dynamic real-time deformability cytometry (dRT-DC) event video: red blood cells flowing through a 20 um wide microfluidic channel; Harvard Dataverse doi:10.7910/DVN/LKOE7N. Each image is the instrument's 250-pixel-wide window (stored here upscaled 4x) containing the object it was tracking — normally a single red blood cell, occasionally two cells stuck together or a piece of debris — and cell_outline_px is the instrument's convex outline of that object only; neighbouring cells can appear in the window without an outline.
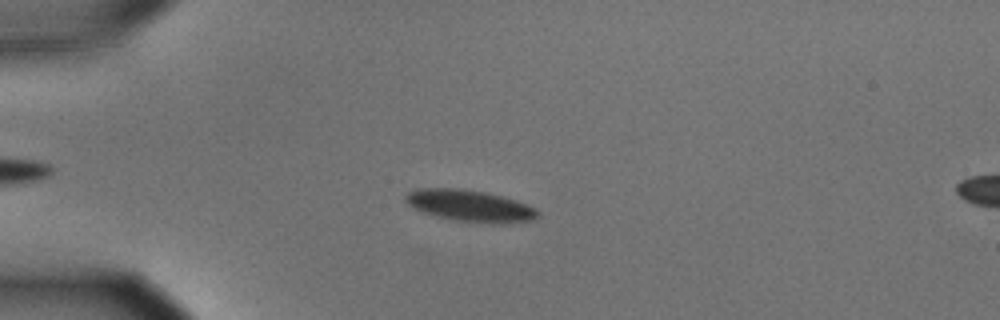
{"species": "common noctule bat (a hibernating species)", "species_latin": "Nyctalus noctula", "temperature_condition": "cold", "stored_images_in_passage": 43, "camera_frame_rate_fps": 3000, "um_per_image_px": 0.085, "animal": {"sex": "male", "body_mass_g": 15.6}, "frame": {"image": 1, "passage_image": 1, "time_ms": 0.0, "image_size_px": [1000, 320], "cell_outline_px": [[540, 216], [532, 220], [508, 224], [492, 224], [452, 220], [420, 212], [408, 204], [404, 200], [404, 196], [408, 192], [416, 188], [460, 188], [484, 192], [516, 200], [536, 208], [540, 212]], "centroid_in_image_um": [39.95, 17.51], "position_along_channel_um": 45.1, "area_um2": 24.8}}
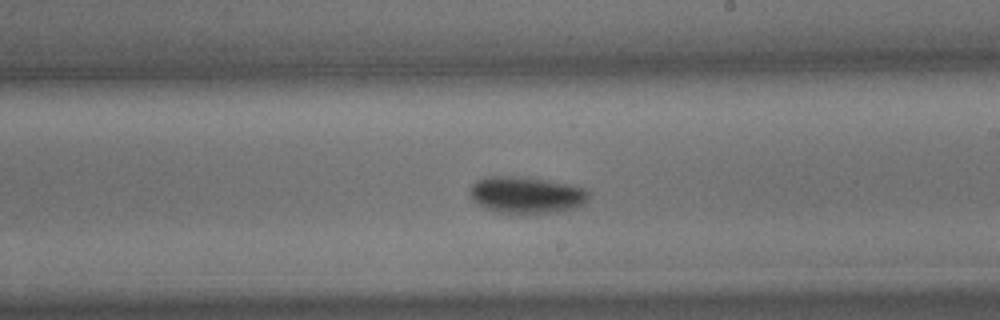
{"frame": {"image": 2, "passage_image": 20, "time_ms": 6.333, "image_size_px": [1000, 320], "cell_outline_px": [[588, 196], [584, 204], [576, 208], [564, 212], [496, 212], [472, 200], [468, 192], [472, 184], [476, 180], [488, 176], [512, 176], [548, 180], [588, 188]], "centroid_in_image_um": [44.76, 16.55], "position_along_channel_um": 244.2, "area_um2": 25.32}}
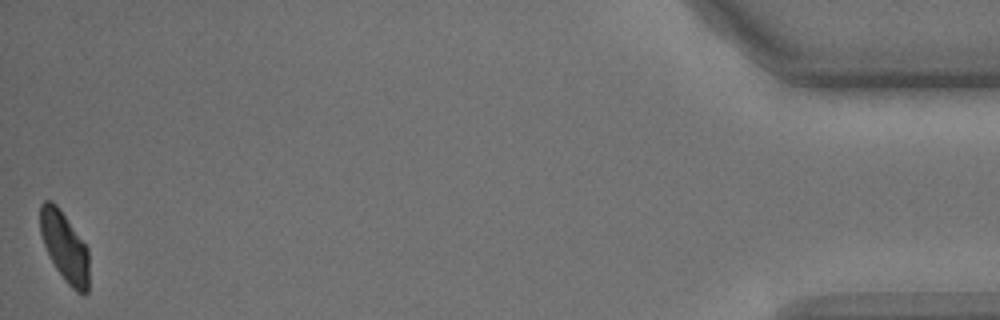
{"frame": {"image": 3, "passage_image": 43, "time_ms": 14.0, "image_size_px": [1000, 320], "cell_outline_px": [[88, 292], [84, 296], [76, 292], [64, 280], [56, 268], [44, 244], [40, 232], [40, 204], [44, 200], [52, 200], [56, 204], [88, 248]], "centroid_in_image_um": [5.49, 20.99], "position_along_channel_um": 429.7, "area_um2": 19.71}, "authors_computed_cell_mechanics": {"area_um2": 24.0448, "velocity_mm_per_s": 3.5356, "shape_relaxation_time_tau1_ms": 2.8859, "shape_relaxation_time_tau2_ms": null, "deformation_change_tau1": 0.1155, "deformation_change_tau2": null}}